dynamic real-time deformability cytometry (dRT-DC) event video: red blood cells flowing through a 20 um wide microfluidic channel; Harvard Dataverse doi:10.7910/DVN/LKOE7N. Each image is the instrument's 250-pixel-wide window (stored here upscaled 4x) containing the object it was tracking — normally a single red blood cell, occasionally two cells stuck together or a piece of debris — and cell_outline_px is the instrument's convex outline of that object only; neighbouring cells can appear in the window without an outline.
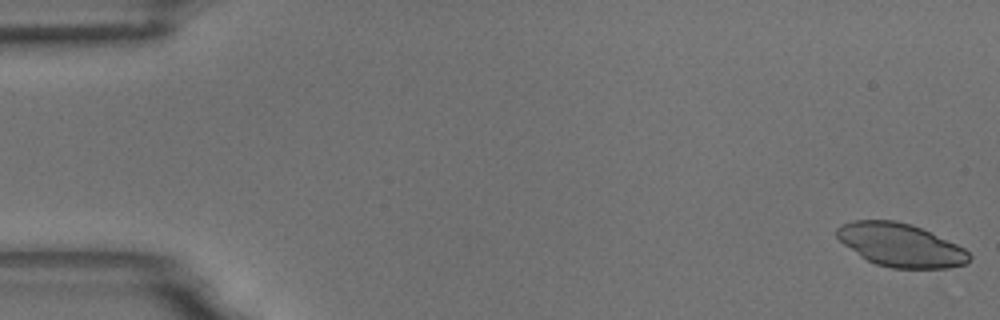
{"species": "common noctule bat (a hibernating species)", "species_latin": "Nyctalus noctula", "temperature_condition": "room temperature", "stored_images_in_passage": 26, "camera_frame_rate_fps": 3000, "um_per_image_px": 0.085, "animal": {"sex": "male", "body_mass_g": 18.8}, "frame": {"image": 1, "passage_image": 1, "time_ms": 0.0, "image_size_px": [1000, 320], "cell_outline_px": [[972, 256], [964, 264], [948, 268], [892, 268], [876, 264], [860, 256], [844, 244], [836, 236], [836, 228], [840, 224], [852, 220], [896, 220], [912, 224], [956, 244], [964, 248]], "centroid_in_image_um": [76.51, 20.82], "position_along_channel_um": 8.5, "area_um2": 33.23}}